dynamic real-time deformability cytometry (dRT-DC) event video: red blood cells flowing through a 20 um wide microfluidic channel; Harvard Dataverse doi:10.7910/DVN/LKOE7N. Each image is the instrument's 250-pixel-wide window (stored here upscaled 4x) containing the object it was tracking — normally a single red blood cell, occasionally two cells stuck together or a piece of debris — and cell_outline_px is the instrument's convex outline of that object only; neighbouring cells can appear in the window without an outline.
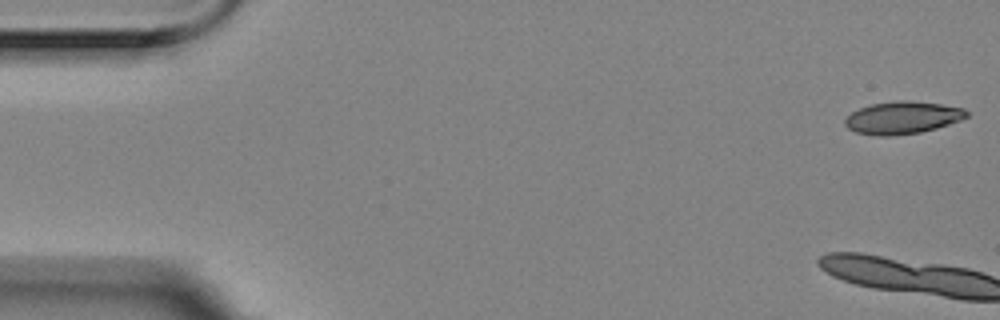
{"species": "Egyptian fruit bat (a non-hibernating species)", "species_latin": "Rousettus aegyptiacus", "temperature_condition": "room temperature", "stored_images_in_passage": 5, "camera_frame_rate_fps": 3000, "um_per_image_px": 0.085, "animal": {"sex": "female"}, "frame": {"image": 1, "passage_image": 1, "time_ms": 0.0, "image_size_px": [1000, 320], "cell_outline_px": [[968, 116], [960, 120], [936, 128], [920, 132], [892, 136], [876, 136], [856, 132], [848, 128], [844, 124], [844, 120], [852, 112], [860, 108], [872, 104], [896, 100], [908, 100], [940, 104], [964, 108], [968, 112]], "centroid_in_image_um": [76.7, 10.0], "position_along_channel_um": 8.3, "area_um2": 22.95}}